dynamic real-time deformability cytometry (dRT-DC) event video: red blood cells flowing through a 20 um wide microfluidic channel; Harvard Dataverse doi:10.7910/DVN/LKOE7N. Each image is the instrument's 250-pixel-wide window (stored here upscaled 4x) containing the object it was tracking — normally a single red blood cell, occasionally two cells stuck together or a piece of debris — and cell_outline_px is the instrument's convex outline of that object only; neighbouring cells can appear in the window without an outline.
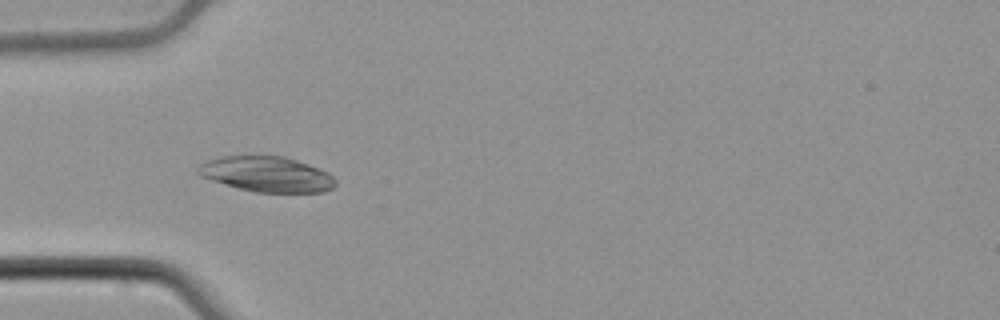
{"species": "common noctule bat (a hibernating species)", "species_latin": "Nyctalus noctula", "temperature_condition": "cold", "stored_images_in_passage": 13, "camera_frame_rate_fps": 3000, "um_per_image_px": 0.085, "animal": {"sex": "male", "body_mass_g": 21.5, "forearm_length_mm": 52.0}, "frame": {"image": 1, "passage_image": 4, "time_ms": 1.0, "image_size_px": [1000, 320], "cell_outline_px": [[336, 184], [332, 188], [324, 192], [256, 192], [240, 188], [212, 180], [200, 176], [196, 172], [196, 168], [200, 164], [208, 160], [220, 156], [284, 156], [308, 164], [328, 172], [336, 180]], "centroid_in_image_um": [22.67, 14.8], "position_along_channel_um": 62.3, "area_um2": 28.15}}